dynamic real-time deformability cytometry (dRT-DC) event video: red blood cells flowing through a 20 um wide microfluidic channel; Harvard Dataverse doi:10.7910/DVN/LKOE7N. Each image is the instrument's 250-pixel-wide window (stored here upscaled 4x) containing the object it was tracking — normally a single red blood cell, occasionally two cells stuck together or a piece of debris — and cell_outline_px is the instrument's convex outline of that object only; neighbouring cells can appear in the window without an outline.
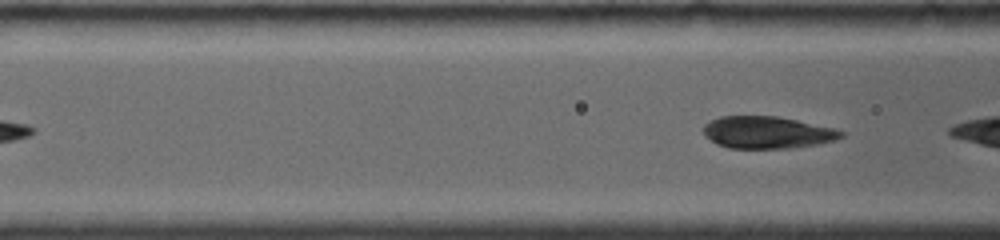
{"species": "common noctule bat (a hibernating species)", "species_latin": "Nyctalus noctula", "temperature_condition": "room temperature", "stored_images_in_passage": 7, "segment_of_instrument_passage": [2, 2], "camera_frame_rate_fps": 4000, "um_per_image_px": 0.085, "animal": {"sex": "female", "body_mass_g": 19.0, "forearm_length_mm": 56.7}, "frame": {"image": 1, "passage_image": 7, "time_ms": 4.75, "image_size_px": [1000, 240], "cell_outline_px": [[844, 136], [836, 140], [816, 144], [788, 148], [728, 148], [716, 144], [704, 132], [704, 124], [720, 116], [776, 116], [796, 120], [832, 128], [844, 132]], "centroid_in_image_um": [65.21, 11.26], "position_along_channel_um": 101.4, "area_um2": 25.43}}